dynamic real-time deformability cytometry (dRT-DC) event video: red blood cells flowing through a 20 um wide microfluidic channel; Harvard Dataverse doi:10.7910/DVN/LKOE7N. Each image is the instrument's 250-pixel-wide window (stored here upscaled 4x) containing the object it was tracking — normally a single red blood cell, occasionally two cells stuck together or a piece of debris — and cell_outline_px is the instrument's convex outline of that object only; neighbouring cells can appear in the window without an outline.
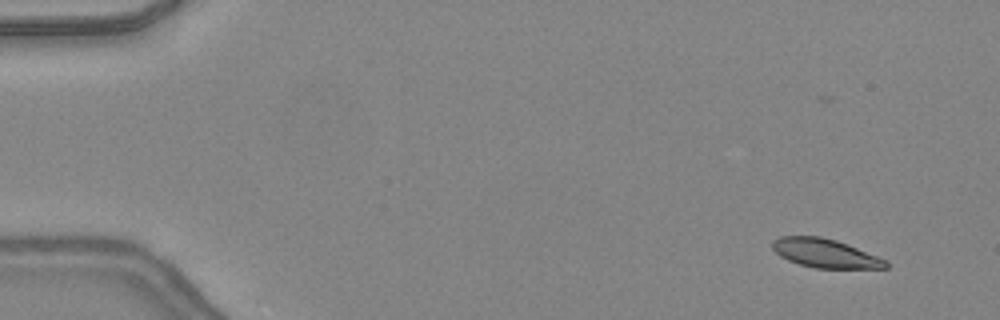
{"species": "common noctule bat (a hibernating species)", "species_latin": "Nyctalus noctula", "temperature_condition": "warm", "stored_images_in_passage": 49, "camera_frame_rate_fps": 3000, "um_per_image_px": 0.085, "animal": {"sex": "female", "body_mass_g": 24.6, "forearm_length_mm": 56.2}, "frame": {"image": 1, "passage_image": 5, "time_ms": 1.333, "image_size_px": [1000, 320], "cell_outline_px": [[888, 268], [816, 268], [800, 264], [788, 260], [780, 256], [772, 248], [772, 240], [780, 236], [820, 236], [836, 240], [888, 260]], "centroid_in_image_um": [70.13, 21.52], "position_along_channel_um": 14.9, "area_um2": 18.96}}
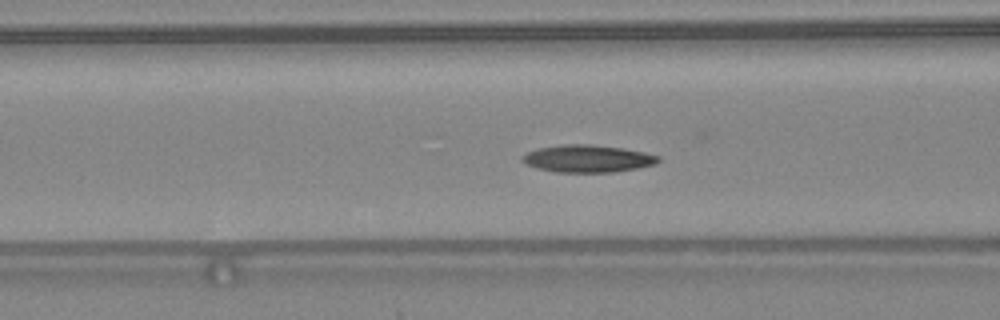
{"frame": {"image": 2, "passage_image": 21, "time_ms": 6.667, "image_size_px": [1000, 320], "cell_outline_px": [[660, 160], [656, 164], [616, 172], [556, 172], [540, 168], [528, 164], [520, 160], [520, 156], [528, 152], [540, 148], [564, 144], [592, 144], [624, 148], [644, 152], [660, 156]], "centroid_in_image_um": [49.98, 13.47], "position_along_channel_um": 116.6, "area_um2": 21.62}}
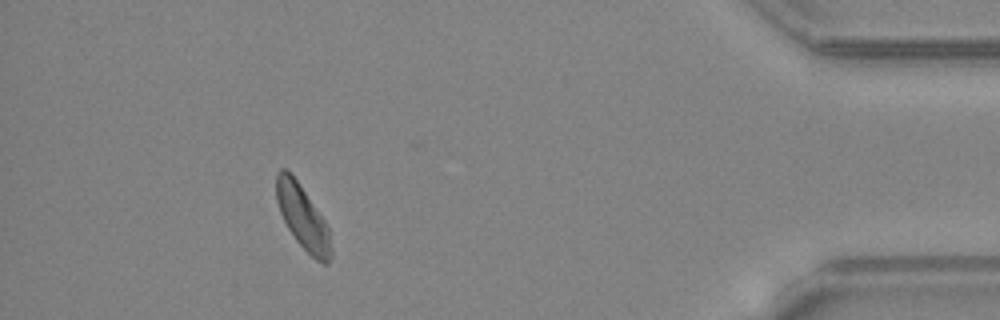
{"frame": {"image": 3, "passage_image": 45, "time_ms": 14.667, "image_size_px": [1000, 320], "cell_outline_px": [[332, 256], [328, 264], [324, 264], [316, 260], [296, 240], [288, 228], [280, 212], [276, 200], [276, 172], [280, 168], [284, 168], [296, 180], [324, 220], [328, 228], [332, 248]], "centroid_in_image_um": [25.73, 18.5], "position_along_channel_um": 409.5, "area_um2": 19.94}, "authors_computed_cell_mechanics": {"area_um2": 20.5768, "velocity_mm_per_s": 4.3418, "shape_relaxation_time_tau1_ms": 4.989, "shape_relaxation_time_tau2_ms": 4.8265, "deformation_change_tau1": 0.1399, "deformation_change_tau2": 0.1247}}